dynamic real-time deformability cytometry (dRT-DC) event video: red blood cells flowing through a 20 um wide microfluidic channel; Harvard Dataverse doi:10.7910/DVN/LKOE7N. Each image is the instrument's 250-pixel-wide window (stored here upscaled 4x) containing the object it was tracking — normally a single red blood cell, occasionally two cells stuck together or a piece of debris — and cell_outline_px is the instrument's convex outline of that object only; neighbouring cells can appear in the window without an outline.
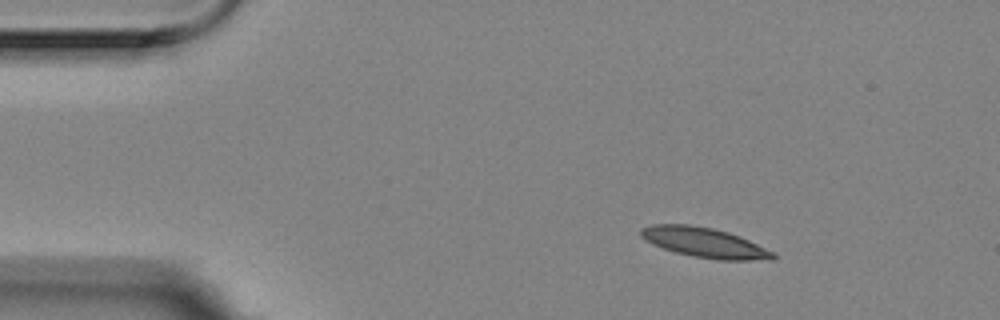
{"species": "Egyptian fruit bat (a non-hibernating species)", "species_latin": "Rousettus aegyptiacus", "temperature_condition": "room temperature", "stored_images_in_passage": 4, "camera_frame_rate_fps": 3000, "um_per_image_px": 0.085, "animal": {"sex": "female"}, "frame": {"image": 1, "passage_image": 1, "time_ms": 0.0, "image_size_px": [1000, 320], "cell_outline_px": [[776, 256], [772, 260], [716, 260], [692, 256], [676, 252], [652, 244], [644, 240], [640, 236], [640, 228], [652, 224], [688, 224], [712, 228], [728, 232], [740, 236], [776, 252]], "centroid_in_image_um": [59.9, 20.62], "position_along_channel_um": 25.1, "area_um2": 23.24}}